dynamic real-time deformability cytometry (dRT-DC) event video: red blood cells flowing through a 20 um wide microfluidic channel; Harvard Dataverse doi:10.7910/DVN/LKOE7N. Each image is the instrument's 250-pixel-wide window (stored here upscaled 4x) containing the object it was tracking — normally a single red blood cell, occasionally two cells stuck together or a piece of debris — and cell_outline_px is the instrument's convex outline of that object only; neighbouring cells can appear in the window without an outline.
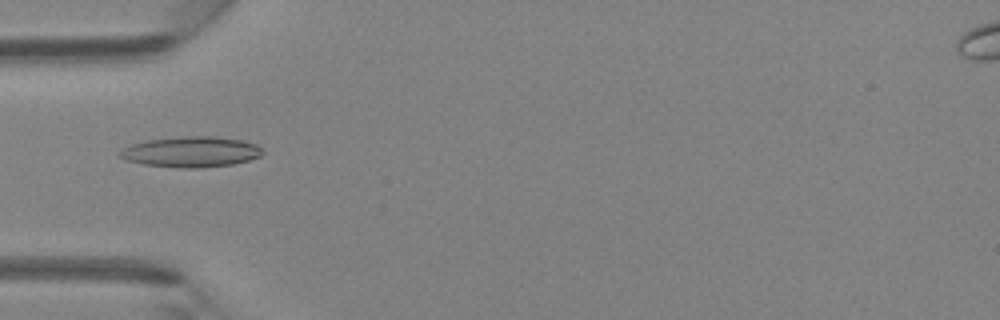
{"species": "Egyptian fruit bat (a non-hibernating species)", "species_latin": "Rousettus aegyptiacus", "temperature_condition": "room temperature", "stored_images_in_passage": 4, "camera_frame_rate_fps": 3000, "um_per_image_px": 0.085, "animal": {"sex": "female"}, "frame": {"image": 1, "passage_image": 4, "time_ms": 4.333, "image_size_px": [1000, 320], "cell_outline_px": [[264, 152], [260, 156], [248, 160], [232, 164], [200, 168], [180, 168], [144, 164], [124, 160], [116, 152], [132, 144], [144, 140], [184, 136], [212, 136], [240, 140], [256, 144]], "centroid_in_image_um": [16.2, 12.91], "position_along_channel_um": 68.8, "area_um2": 25.43}}